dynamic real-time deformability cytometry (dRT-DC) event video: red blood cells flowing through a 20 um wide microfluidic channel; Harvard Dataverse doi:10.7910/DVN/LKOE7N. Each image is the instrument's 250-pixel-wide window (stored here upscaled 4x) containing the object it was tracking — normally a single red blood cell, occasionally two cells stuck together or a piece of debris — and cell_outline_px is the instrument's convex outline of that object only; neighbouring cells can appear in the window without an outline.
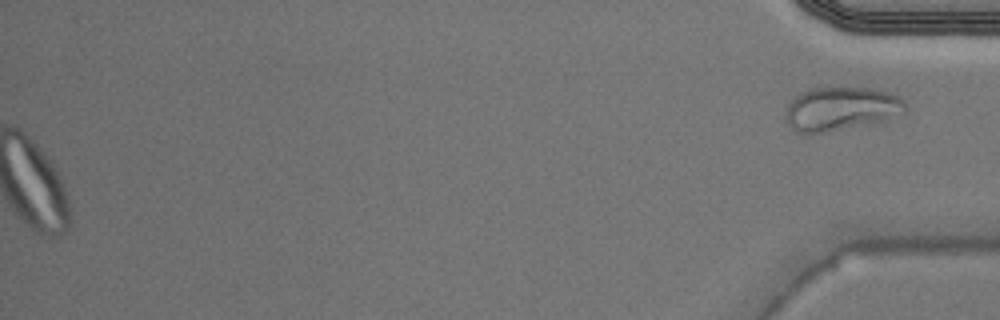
{"species": "Egyptian fruit bat (a non-hibernating species)", "species_latin": "Rousettus aegyptiacus", "temperature_condition": "warm", "stored_images_in_passage": 42, "segment_of_instrument_passage": [2, 2], "camera_frame_rate_fps": 3000, "um_per_image_px": 0.085, "animal": {"sex": "male"}, "frame": {"image": 1, "passage_image": 42, "time_ms": 13.667, "image_size_px": [1000, 320], "cell_outline_px": [[908, 108], [904, 112], [888, 120], [808, 136], [804, 136], [796, 132], [784, 120], [784, 112], [792, 96], [808, 88], [868, 88], [888, 92], [900, 96], [908, 104]], "centroid_in_image_um": [71.43, 9.27], "position_along_channel_um": 363.8, "area_um2": 31.44}}